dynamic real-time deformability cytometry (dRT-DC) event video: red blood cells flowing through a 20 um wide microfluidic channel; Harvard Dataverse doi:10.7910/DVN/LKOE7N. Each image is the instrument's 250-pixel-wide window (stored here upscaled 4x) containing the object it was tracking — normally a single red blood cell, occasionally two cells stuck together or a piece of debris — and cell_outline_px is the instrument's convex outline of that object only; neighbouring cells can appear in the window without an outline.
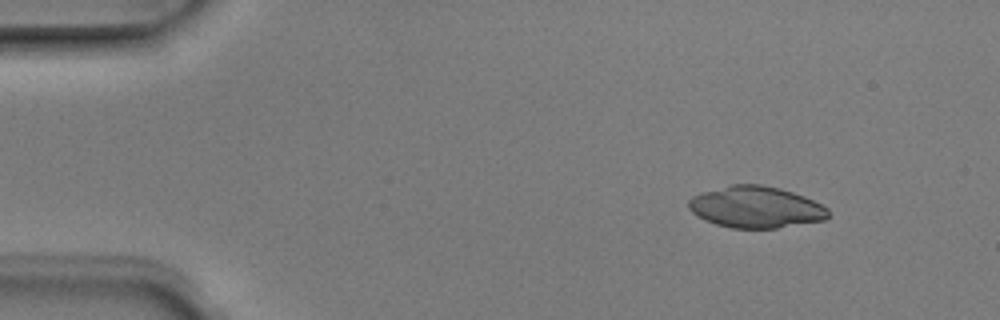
{"species": "Egyptian fruit bat (a non-hibernating species)", "species_latin": "Rousettus aegyptiacus", "temperature_condition": "room temperature", "stored_images_in_passage": 4, "segment_of_instrument_passage": [1, 2], "camera_frame_rate_fps": 3000, "um_per_image_px": 0.085, "animal": {"sex": "male"}, "frame": {"image": 1, "passage_image": 1, "time_ms": 0.0, "image_size_px": [1000, 320], "cell_outline_px": [[828, 216], [824, 220], [776, 228], [732, 228], [716, 224], [704, 220], [692, 212], [688, 208], [688, 200], [692, 196], [700, 192], [732, 184], [760, 184], [780, 188], [804, 196], [828, 208]], "centroid_in_image_um": [64.21, 17.6], "position_along_channel_um": 20.8, "area_um2": 33.81}}